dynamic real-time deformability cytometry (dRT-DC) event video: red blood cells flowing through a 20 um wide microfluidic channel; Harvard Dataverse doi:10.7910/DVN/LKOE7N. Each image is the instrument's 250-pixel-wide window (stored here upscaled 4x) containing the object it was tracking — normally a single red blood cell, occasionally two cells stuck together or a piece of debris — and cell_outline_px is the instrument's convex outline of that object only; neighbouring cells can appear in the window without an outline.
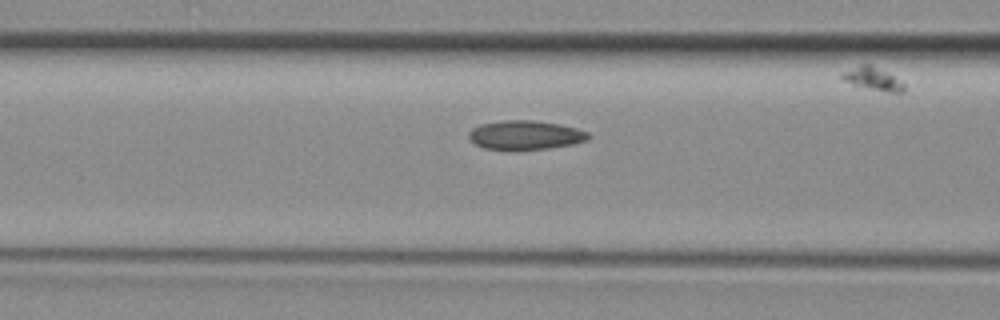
{"species": "common noctule bat (a hibernating species)", "species_latin": "Nyctalus noctula", "temperature_condition": "room temperature", "stored_images_in_passage": 5, "camera_frame_rate_fps": 3000, "um_per_image_px": 0.085, "animal": {"sex": "female", "body_mass_g": 29.2, "forearm_length_mm": 56.3}, "frame": {"image": 1, "passage_image": 5, "time_ms": 1.333, "image_size_px": [1000, 320], "cell_outline_px": [[592, 136], [588, 140], [572, 144], [548, 148], [516, 152], [484, 148], [476, 144], [468, 136], [468, 132], [472, 128], [480, 124], [504, 120], [532, 120], [560, 124], [576, 128], [588, 132]], "centroid_in_image_um": [44.65, 11.5], "position_along_channel_um": 122.0, "area_um2": 20.75}}